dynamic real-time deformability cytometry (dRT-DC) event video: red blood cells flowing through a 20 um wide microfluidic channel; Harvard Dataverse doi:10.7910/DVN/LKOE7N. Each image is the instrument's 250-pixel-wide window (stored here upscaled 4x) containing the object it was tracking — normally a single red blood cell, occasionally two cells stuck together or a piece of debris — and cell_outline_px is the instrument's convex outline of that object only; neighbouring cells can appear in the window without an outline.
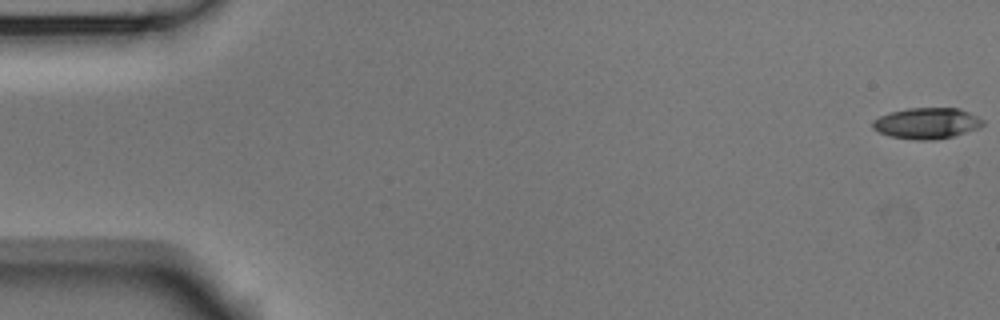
{"species": "Egyptian fruit bat (a non-hibernating species)", "species_latin": "Rousettus aegyptiacus", "temperature_condition": "room temperature", "stored_images_in_passage": 8, "camera_frame_rate_fps": 3000, "um_per_image_px": 0.085, "animal": {"sex": "male"}, "frame": {"image": 1, "passage_image": 1, "time_ms": 0.0, "image_size_px": [1000, 320], "cell_outline_px": [[984, 124], [980, 128], [952, 136], [936, 140], [916, 140], [892, 136], [880, 132], [872, 128], [872, 120], [880, 116], [892, 112], [908, 108], [960, 108], [984, 120]], "centroid_in_image_um": [78.8, 10.48], "position_along_channel_um": 6.2, "area_um2": 19.83}}